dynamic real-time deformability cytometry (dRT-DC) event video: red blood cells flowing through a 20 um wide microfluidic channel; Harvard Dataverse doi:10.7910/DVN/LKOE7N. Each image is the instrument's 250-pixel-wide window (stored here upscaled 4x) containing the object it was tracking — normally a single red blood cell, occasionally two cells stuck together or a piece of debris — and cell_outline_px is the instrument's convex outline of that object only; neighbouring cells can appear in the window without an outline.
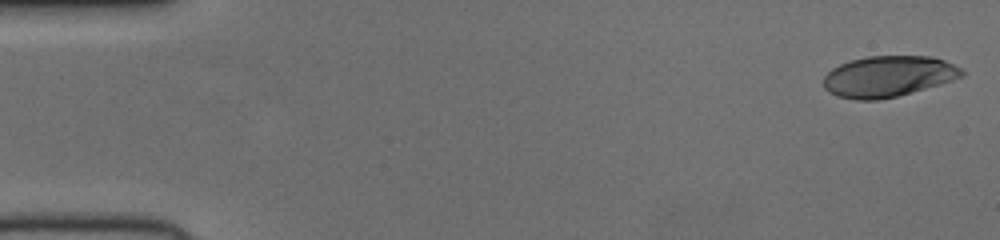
{"species": "human", "species_latin": "Homo sapiens", "temperature_condition": "cold", "stored_images_in_passage": 51, "camera_frame_rate_fps": 3000, "um_per_image_px": 0.085, "donor": {"sex": "female"}, "frame": {"image": 1, "passage_image": 1, "time_ms": 0.0, "image_size_px": [1000, 240], "cell_outline_px": [[964, 76], [940, 84], [896, 96], [880, 100], [856, 100], [836, 96], [828, 92], [824, 88], [824, 76], [832, 68], [840, 64], [852, 60], [868, 56], [932, 56], [944, 60], [960, 68], [964, 72]], "centroid_in_image_um": [75.48, 6.49], "position_along_channel_um": 9.5, "area_um2": 32.95}}
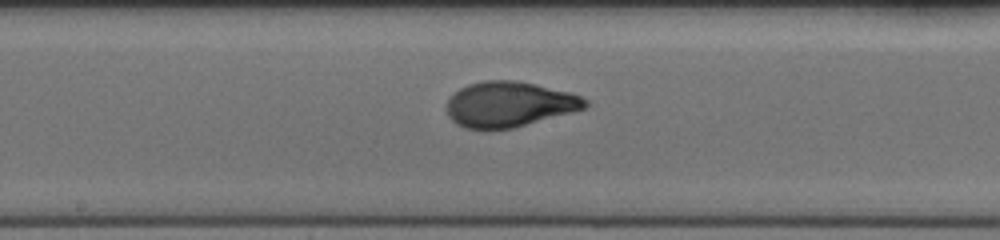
{"frame": {"image": 2, "passage_image": 27, "time_ms": 8.667, "image_size_px": [1000, 240], "cell_outline_px": [[592, 104], [584, 108], [572, 112], [512, 128], [464, 128], [456, 124], [448, 116], [444, 104], [460, 88], [468, 84], [484, 80], [516, 80], [536, 84], [568, 92], [580, 96], [588, 100]], "centroid_in_image_um": [43.27, 8.85], "position_along_channel_um": 204.9, "area_um2": 36.47}}
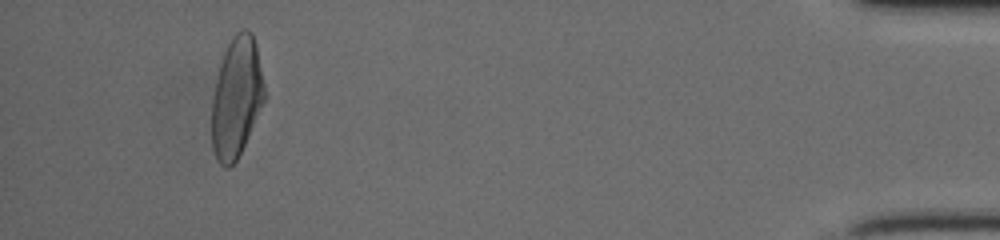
{"frame": {"image": 3, "passage_image": 48, "time_ms": 15.667, "image_size_px": [1000, 240], "cell_outline_px": [[264, 100], [244, 144], [236, 160], [228, 168], [224, 168], [216, 160], [212, 148], [212, 100], [216, 80], [220, 64], [224, 52], [232, 36], [236, 32], [244, 28], [248, 28], [252, 32], [256, 44], [264, 84]], "centroid_in_image_um": [20.08, 8.25], "position_along_channel_um": 415.1, "area_um2": 36.59}}